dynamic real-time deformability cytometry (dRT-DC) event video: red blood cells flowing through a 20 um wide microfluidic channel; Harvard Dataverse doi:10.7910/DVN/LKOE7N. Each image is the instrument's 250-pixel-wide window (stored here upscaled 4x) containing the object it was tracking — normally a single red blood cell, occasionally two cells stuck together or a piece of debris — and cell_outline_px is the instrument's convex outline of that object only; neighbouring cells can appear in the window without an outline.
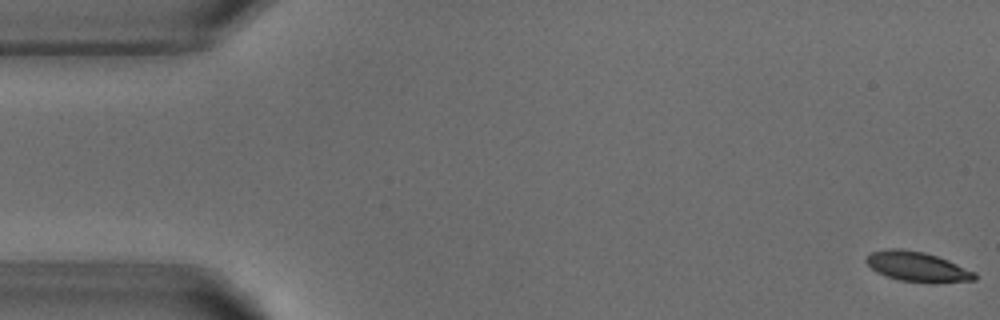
{"species": "common noctule bat (a hibernating species)", "species_latin": "Nyctalus noctula", "temperature_condition": "warm", "stored_images_in_passage": 52, "camera_frame_rate_fps": 3000, "um_per_image_px": 0.085, "animal": {"sex": "male", "body_mass_g": 18.8}, "frame": {"image": 1, "passage_image": 1, "time_ms": 0.0, "image_size_px": [1000, 320], "cell_outline_px": [[976, 280], [936, 284], [932, 284], [900, 280], [876, 272], [864, 260], [872, 252], [892, 248], [900, 248], [924, 252], [948, 260], [976, 272]], "centroid_in_image_um": [78.02, 22.69], "position_along_channel_um": 7.0, "area_um2": 19.02}}
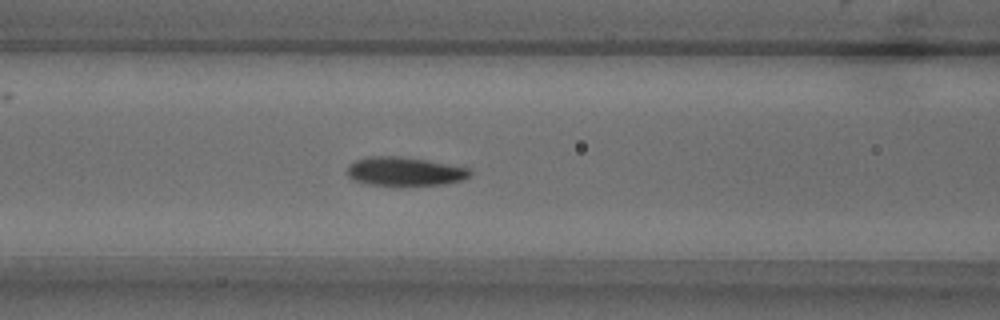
{"frame": {"image": 2, "passage_image": 21, "time_ms": 6.667, "image_size_px": [1000, 320], "cell_outline_px": [[472, 176], [464, 180], [444, 184], [400, 188], [368, 184], [352, 180], [344, 172], [348, 164], [356, 160], [368, 156], [400, 156], [428, 160], [472, 168]], "centroid_in_image_um": [34.4, 14.61], "position_along_channel_um": 132.2, "area_um2": 21.85}}
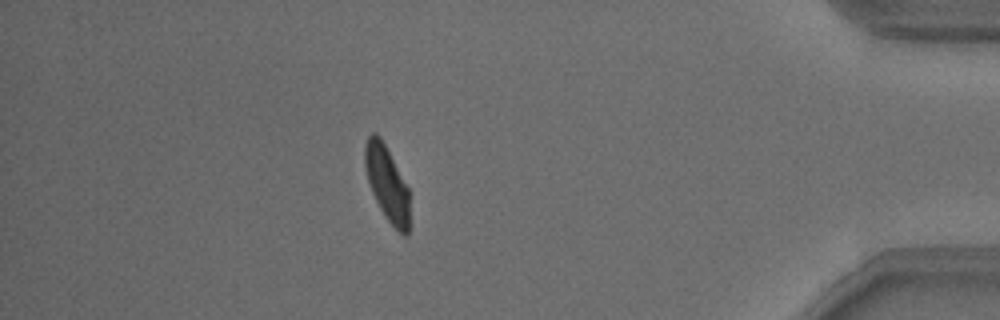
{"frame": {"image": 3, "passage_image": 46, "time_ms": 15.0, "image_size_px": [1000, 320], "cell_outline_px": [[408, 236], [404, 236], [384, 216], [372, 192], [368, 180], [364, 164], [364, 144], [368, 136], [372, 132], [376, 132], [380, 136], [408, 188]], "centroid_in_image_um": [32.86, 15.55], "position_along_channel_um": 402.3, "area_um2": 19.13}, "authors_computed_cell_mechanics": {"area_um2": 20.5479, "velocity_mm_per_s": 3.8136, "shape_relaxation_time_tau1_ms": 3.3958, "shape_relaxation_time_tau2_ms": 2.1065, "deformation_change_tau1": 0.1338, "deformation_change_tau2": 0.065}}